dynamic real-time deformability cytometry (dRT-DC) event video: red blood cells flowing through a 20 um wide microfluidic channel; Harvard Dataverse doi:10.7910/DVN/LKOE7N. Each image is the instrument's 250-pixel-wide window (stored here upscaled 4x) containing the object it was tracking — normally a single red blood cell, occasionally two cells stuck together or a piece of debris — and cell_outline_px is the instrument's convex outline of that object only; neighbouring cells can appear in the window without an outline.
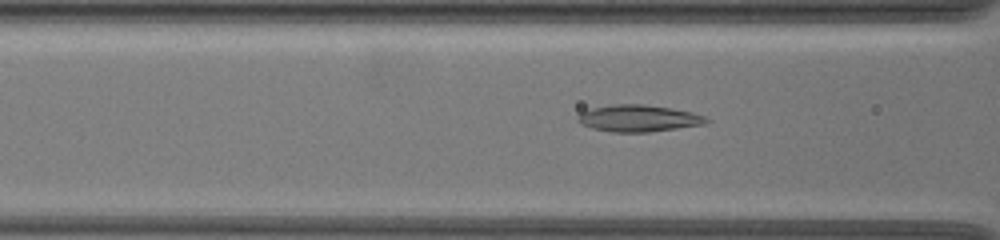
{"species": "common noctule bat (a hibernating species)", "species_latin": "Nyctalus noctula", "temperature_condition": "warm", "stored_images_in_passage": 41, "camera_frame_rate_fps": 3000, "um_per_image_px": 0.085, "animal": {"sex": "female", "body_mass_g": 19.5, "forearm_length_mm": 54.1}, "frame": {"image": 1, "passage_image": 7, "time_ms": 2.0, "image_size_px": [1000, 240], "cell_outline_px": [[712, 120], [704, 124], [648, 132], [612, 132], [592, 128], [576, 120], [580, 112], [592, 108], [612, 104], [644, 104], [692, 112], [704, 116]], "centroid_in_image_um": [54.26, 10.05], "position_along_channel_um": 112.3, "area_um2": 19.88}}
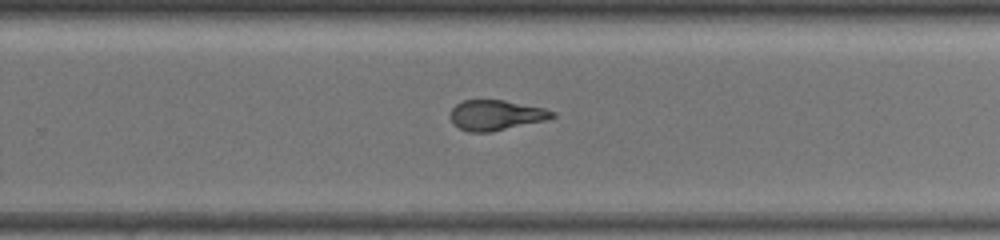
{"frame": {"image": 2, "passage_image": 22, "time_ms": 7.0, "image_size_px": [1000, 240], "cell_outline_px": [[556, 116], [544, 120], [488, 132], [468, 132], [460, 128], [452, 120], [452, 108], [456, 104], [464, 100], [504, 100], [544, 108], [556, 112]], "centroid_in_image_um": [42.17, 9.77], "position_along_channel_um": 287.6, "area_um2": 17.51}}
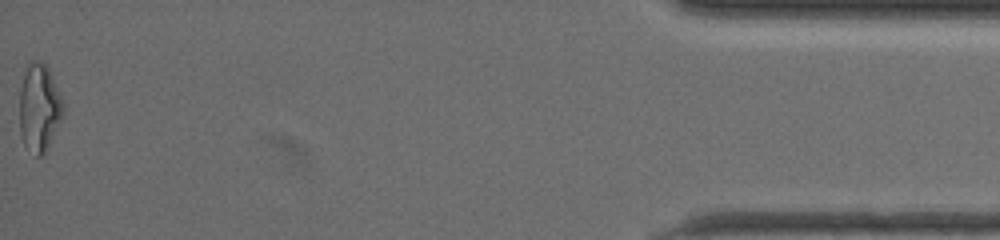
{"frame": {"image": 3, "passage_image": 41, "time_ms": 13.333, "image_size_px": [1000, 240], "cell_outline_px": [[64, 108], [44, 152], [40, 156], [36, 156], [24, 144], [20, 132], [20, 92], [24, 76], [32, 60], [36, 60], [44, 64], [48, 68], [64, 104]], "centroid_in_image_um": [3.31, 9.14], "position_along_channel_um": 431.9, "area_um2": 21.21}, "authors_computed_cell_mechanics": {"area_um2": 18.7272, "velocity_mm_per_s": 3.5153, "shape_relaxation_time_tau1_ms": null, "shape_relaxation_time_tau2_ms": 1.697, "deformation_change_tau1": null, "deformation_change_tau2": 0.0878}}